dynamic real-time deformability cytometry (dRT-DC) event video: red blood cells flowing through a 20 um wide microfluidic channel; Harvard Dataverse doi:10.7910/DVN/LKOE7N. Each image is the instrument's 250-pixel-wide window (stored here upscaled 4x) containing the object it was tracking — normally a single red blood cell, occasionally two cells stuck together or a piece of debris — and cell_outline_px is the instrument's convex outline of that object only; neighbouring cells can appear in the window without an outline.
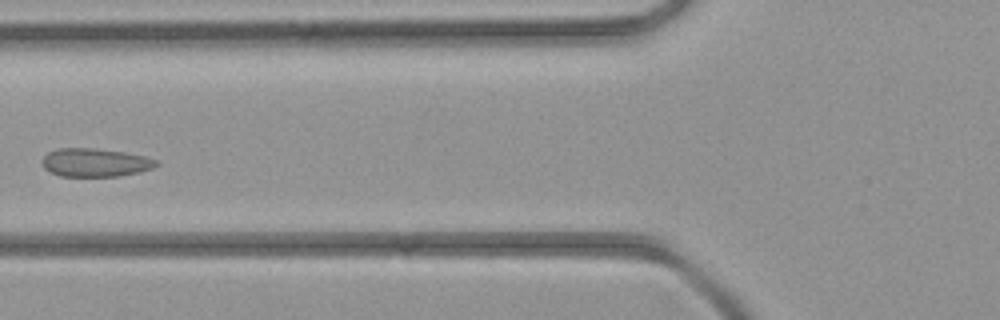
{"species": "common noctule bat (a hibernating species)", "species_latin": "Nyctalus noctula", "temperature_condition": "room temperature", "stored_images_in_passage": 5, "camera_frame_rate_fps": 3000, "um_per_image_px": 0.085, "animal": {"sex": "female", "body_mass_g": 21.9}, "frame": {"image": 1, "passage_image": 5, "time_ms": 5.667, "image_size_px": [1000, 320], "cell_outline_px": [[160, 164], [152, 168], [140, 172], [120, 176], [60, 176], [44, 168], [40, 160], [48, 152], [56, 148], [96, 148], [124, 152], [144, 156], [156, 160]], "centroid_in_image_um": [8.08, 13.81], "position_along_channel_um": 117.7, "area_um2": 18.96}}